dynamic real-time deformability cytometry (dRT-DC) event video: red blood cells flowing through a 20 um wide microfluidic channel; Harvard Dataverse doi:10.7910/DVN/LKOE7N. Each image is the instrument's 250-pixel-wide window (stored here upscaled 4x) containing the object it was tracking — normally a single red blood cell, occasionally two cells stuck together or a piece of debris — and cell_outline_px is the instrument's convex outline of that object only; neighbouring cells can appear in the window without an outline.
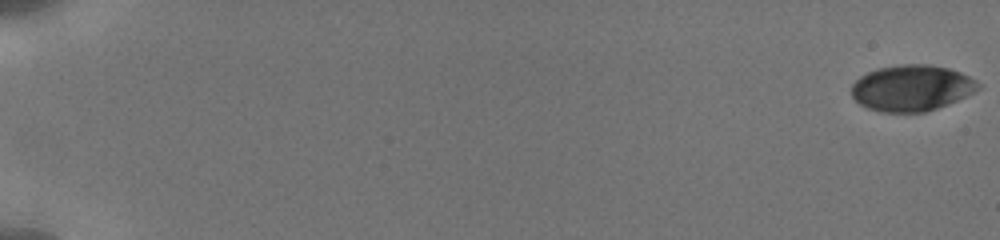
{"species": "human", "species_latin": "Homo sapiens", "temperature_condition": "cold", "stored_images_in_passage": 78, "camera_frame_rate_fps": 3000, "um_per_image_px": 0.085, "donor": {"sex": "male"}, "frame": {"image": 1, "passage_image": 1, "time_ms": 0.0, "image_size_px": [1000, 240], "cell_outline_px": [[980, 88], [948, 104], [924, 112], [880, 112], [868, 108], [860, 104], [852, 96], [852, 84], [860, 76], [868, 72], [880, 68], [900, 64], [928, 64], [948, 68], [960, 72], [976, 80], [980, 84]], "centroid_in_image_um": [77.48, 7.47], "position_along_channel_um": 7.5, "area_um2": 33.76}}
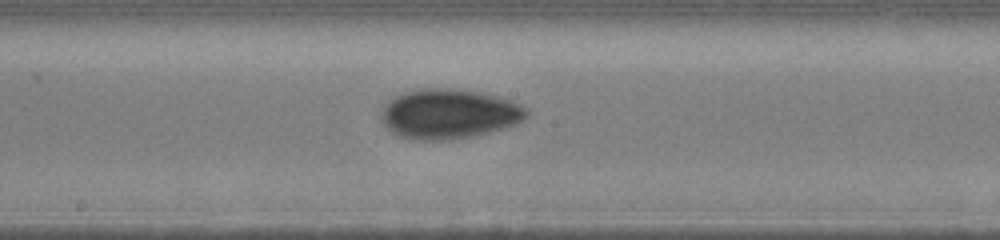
{"frame": {"image": 2, "passage_image": 45, "time_ms": 10.667, "image_size_px": [1000, 240], "cell_outline_px": [[528, 116], [516, 124], [504, 128], [472, 136], [448, 140], [420, 140], [400, 136], [392, 132], [384, 124], [380, 112], [396, 96], [404, 92], [420, 88], [452, 88], [480, 92], [512, 100], [528, 108]], "centroid_in_image_um": [38.2, 9.67], "position_along_channel_um": 210.0, "area_um2": 41.96}}
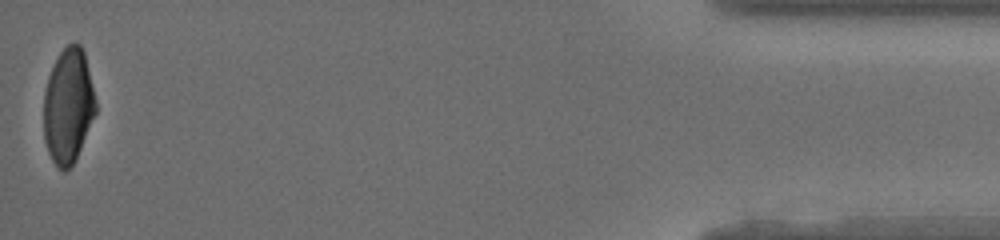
{"frame": {"image": 3, "passage_image": 78, "time_ms": 18.333, "image_size_px": [1000, 240], "cell_outline_px": [[96, 112], [76, 160], [64, 172], [56, 168], [48, 152], [44, 140], [44, 92], [48, 76], [60, 52], [68, 44], [80, 44], [84, 52], [96, 100]], "centroid_in_image_um": [5.79, 9.05], "position_along_channel_um": 429.4, "area_um2": 34.8}, "authors_computed_cell_mechanics": {"area_um2": 36.7897, "velocity_mm_per_s": 3.8502, "shape_relaxation_time_tau1_ms": 3.0762, "shape_relaxation_time_tau2_ms": 4.6804, "deformation_change_tau1": 0.1123, "deformation_change_tau2": 0.0757}}